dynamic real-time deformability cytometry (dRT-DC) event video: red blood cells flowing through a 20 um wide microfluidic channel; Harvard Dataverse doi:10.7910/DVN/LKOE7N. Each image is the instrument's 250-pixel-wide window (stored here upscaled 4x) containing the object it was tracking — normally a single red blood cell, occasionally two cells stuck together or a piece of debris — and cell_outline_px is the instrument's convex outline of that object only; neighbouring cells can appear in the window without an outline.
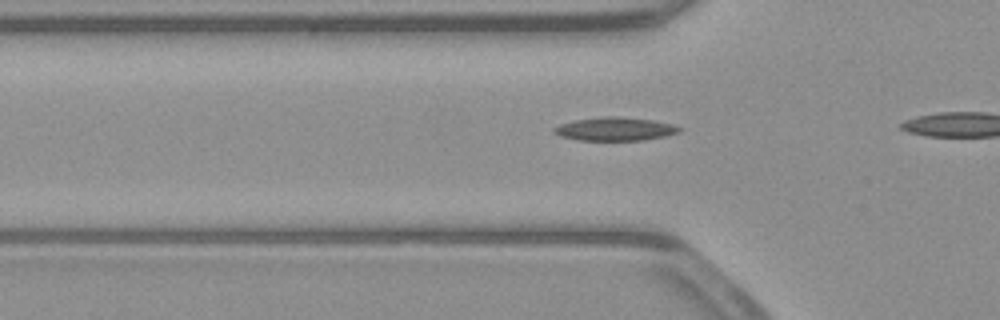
{"species": "common noctule bat (a hibernating species)", "species_latin": "Nyctalus noctula", "temperature_condition": "warm", "stored_images_in_passage": 7, "camera_frame_rate_fps": 3000, "um_per_image_px": 0.085, "animal": {"sex": "male", "body_mass_g": 23.1, "forearm_length_mm": 52.7}, "frame": {"image": 1, "passage_image": 2, "time_ms": 0.333, "image_size_px": [1000, 320], "cell_outline_px": [[684, 128], [680, 132], [664, 136], [644, 140], [580, 140], [560, 136], [552, 132], [552, 128], [560, 124], [576, 120], [604, 116], [620, 116], [652, 120], [672, 124]], "centroid_in_image_um": [52.29, 10.96], "position_along_channel_um": 73.5, "area_um2": 17.11}}
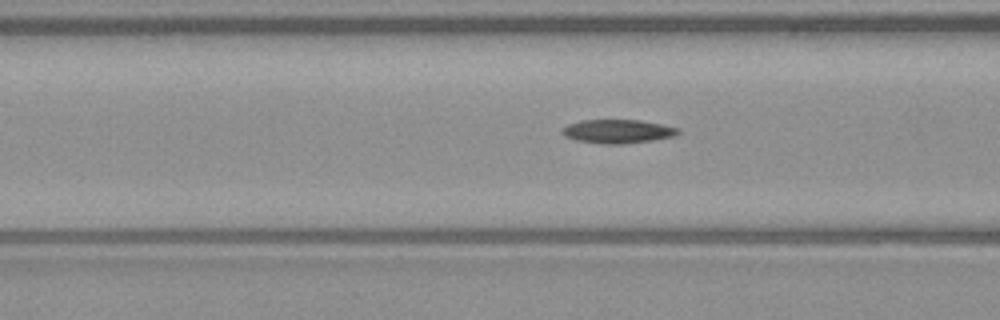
{"frame": {"image": 2, "passage_image": 5, "time_ms": 1.333, "image_size_px": [1000, 320], "cell_outline_px": [[680, 132], [676, 136], [652, 140], [620, 144], [608, 144], [576, 140], [564, 136], [564, 128], [568, 124], [584, 120], [640, 120], [664, 124], [680, 128]], "centroid_in_image_um": [52.59, 11.16], "position_along_channel_um": 114.0, "area_um2": 15.9}}